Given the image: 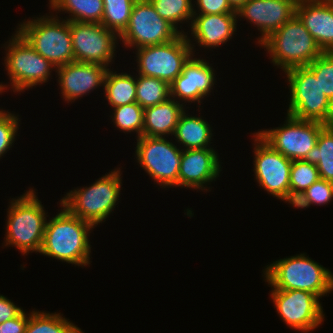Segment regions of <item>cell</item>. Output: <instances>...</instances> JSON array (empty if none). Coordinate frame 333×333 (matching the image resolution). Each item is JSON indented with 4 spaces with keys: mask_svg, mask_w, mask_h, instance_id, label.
Masks as SVG:
<instances>
[{
    "mask_svg": "<svg viewBox=\"0 0 333 333\" xmlns=\"http://www.w3.org/2000/svg\"><path fill=\"white\" fill-rule=\"evenodd\" d=\"M51 220L46 221L40 254L62 262L87 266L91 245L88 236L95 226L72 215L64 206Z\"/></svg>",
    "mask_w": 333,
    "mask_h": 333,
    "instance_id": "6da1fadb",
    "label": "cell"
},
{
    "mask_svg": "<svg viewBox=\"0 0 333 333\" xmlns=\"http://www.w3.org/2000/svg\"><path fill=\"white\" fill-rule=\"evenodd\" d=\"M263 274L272 289L303 290L319 298L333 291V273L302 253L267 265Z\"/></svg>",
    "mask_w": 333,
    "mask_h": 333,
    "instance_id": "7a4b0ae2",
    "label": "cell"
},
{
    "mask_svg": "<svg viewBox=\"0 0 333 333\" xmlns=\"http://www.w3.org/2000/svg\"><path fill=\"white\" fill-rule=\"evenodd\" d=\"M46 214L32 188L17 199H12L7 211L4 245L15 246L23 255L39 253L48 217Z\"/></svg>",
    "mask_w": 333,
    "mask_h": 333,
    "instance_id": "3957f363",
    "label": "cell"
},
{
    "mask_svg": "<svg viewBox=\"0 0 333 333\" xmlns=\"http://www.w3.org/2000/svg\"><path fill=\"white\" fill-rule=\"evenodd\" d=\"M259 45L266 48L272 63L284 72L308 66L323 53L296 14Z\"/></svg>",
    "mask_w": 333,
    "mask_h": 333,
    "instance_id": "277c9868",
    "label": "cell"
},
{
    "mask_svg": "<svg viewBox=\"0 0 333 333\" xmlns=\"http://www.w3.org/2000/svg\"><path fill=\"white\" fill-rule=\"evenodd\" d=\"M120 170L115 169L105 174L89 187L67 192L60 200V206L94 226L105 222L119 200L122 186Z\"/></svg>",
    "mask_w": 333,
    "mask_h": 333,
    "instance_id": "5b68a950",
    "label": "cell"
},
{
    "mask_svg": "<svg viewBox=\"0 0 333 333\" xmlns=\"http://www.w3.org/2000/svg\"><path fill=\"white\" fill-rule=\"evenodd\" d=\"M37 53L56 68L74 62L70 22L56 16H41L19 24L16 29Z\"/></svg>",
    "mask_w": 333,
    "mask_h": 333,
    "instance_id": "8992f818",
    "label": "cell"
},
{
    "mask_svg": "<svg viewBox=\"0 0 333 333\" xmlns=\"http://www.w3.org/2000/svg\"><path fill=\"white\" fill-rule=\"evenodd\" d=\"M289 82L290 102L287 114L300 119L333 124V103L321 90L319 79L307 67L285 71Z\"/></svg>",
    "mask_w": 333,
    "mask_h": 333,
    "instance_id": "52a82bcc",
    "label": "cell"
},
{
    "mask_svg": "<svg viewBox=\"0 0 333 333\" xmlns=\"http://www.w3.org/2000/svg\"><path fill=\"white\" fill-rule=\"evenodd\" d=\"M11 37L6 42L8 45L5 47L7 52L4 62L13 92H23L46 83L56 67L37 53L18 31Z\"/></svg>",
    "mask_w": 333,
    "mask_h": 333,
    "instance_id": "ba28073f",
    "label": "cell"
},
{
    "mask_svg": "<svg viewBox=\"0 0 333 333\" xmlns=\"http://www.w3.org/2000/svg\"><path fill=\"white\" fill-rule=\"evenodd\" d=\"M191 43L183 32L170 42L136 49L138 75L159 78L170 85L194 55V45Z\"/></svg>",
    "mask_w": 333,
    "mask_h": 333,
    "instance_id": "9c48e42d",
    "label": "cell"
},
{
    "mask_svg": "<svg viewBox=\"0 0 333 333\" xmlns=\"http://www.w3.org/2000/svg\"><path fill=\"white\" fill-rule=\"evenodd\" d=\"M136 140L135 158L140 167L160 186L178 187L182 149L165 137L141 136Z\"/></svg>",
    "mask_w": 333,
    "mask_h": 333,
    "instance_id": "30bf717a",
    "label": "cell"
},
{
    "mask_svg": "<svg viewBox=\"0 0 333 333\" xmlns=\"http://www.w3.org/2000/svg\"><path fill=\"white\" fill-rule=\"evenodd\" d=\"M183 31L161 18L149 0H136L128 26L119 39L125 47L138 49L170 42Z\"/></svg>",
    "mask_w": 333,
    "mask_h": 333,
    "instance_id": "8fae6325",
    "label": "cell"
},
{
    "mask_svg": "<svg viewBox=\"0 0 333 333\" xmlns=\"http://www.w3.org/2000/svg\"><path fill=\"white\" fill-rule=\"evenodd\" d=\"M286 123L280 127L256 132L273 149L290 160H303L317 144L318 135L326 124L300 120L287 114Z\"/></svg>",
    "mask_w": 333,
    "mask_h": 333,
    "instance_id": "7c38bea8",
    "label": "cell"
},
{
    "mask_svg": "<svg viewBox=\"0 0 333 333\" xmlns=\"http://www.w3.org/2000/svg\"><path fill=\"white\" fill-rule=\"evenodd\" d=\"M253 136L255 179L268 194L290 203L292 160L273 149L257 133Z\"/></svg>",
    "mask_w": 333,
    "mask_h": 333,
    "instance_id": "4fadbf2b",
    "label": "cell"
},
{
    "mask_svg": "<svg viewBox=\"0 0 333 333\" xmlns=\"http://www.w3.org/2000/svg\"><path fill=\"white\" fill-rule=\"evenodd\" d=\"M70 33L75 62L95 63L108 68L114 61L119 36L101 23L71 21Z\"/></svg>",
    "mask_w": 333,
    "mask_h": 333,
    "instance_id": "5bb4252c",
    "label": "cell"
},
{
    "mask_svg": "<svg viewBox=\"0 0 333 333\" xmlns=\"http://www.w3.org/2000/svg\"><path fill=\"white\" fill-rule=\"evenodd\" d=\"M270 296L280 318L295 330L312 331L324 321L320 298L311 292L272 289Z\"/></svg>",
    "mask_w": 333,
    "mask_h": 333,
    "instance_id": "9a60e30c",
    "label": "cell"
},
{
    "mask_svg": "<svg viewBox=\"0 0 333 333\" xmlns=\"http://www.w3.org/2000/svg\"><path fill=\"white\" fill-rule=\"evenodd\" d=\"M298 0H248L237 11V18H245L258 27L260 44L296 14ZM256 25V26H255Z\"/></svg>",
    "mask_w": 333,
    "mask_h": 333,
    "instance_id": "2e32d148",
    "label": "cell"
},
{
    "mask_svg": "<svg viewBox=\"0 0 333 333\" xmlns=\"http://www.w3.org/2000/svg\"><path fill=\"white\" fill-rule=\"evenodd\" d=\"M194 56L188 59L181 74L170 84V97L176 101L202 103L201 100L213 89L214 69L205 59L193 58Z\"/></svg>",
    "mask_w": 333,
    "mask_h": 333,
    "instance_id": "e0dca14e",
    "label": "cell"
},
{
    "mask_svg": "<svg viewBox=\"0 0 333 333\" xmlns=\"http://www.w3.org/2000/svg\"><path fill=\"white\" fill-rule=\"evenodd\" d=\"M219 163L218 154L213 148L182 149L178 187L209 190L206 189L207 184L215 181L222 171Z\"/></svg>",
    "mask_w": 333,
    "mask_h": 333,
    "instance_id": "ac0fdd59",
    "label": "cell"
},
{
    "mask_svg": "<svg viewBox=\"0 0 333 333\" xmlns=\"http://www.w3.org/2000/svg\"><path fill=\"white\" fill-rule=\"evenodd\" d=\"M55 70L61 94L69 103L104 85V77L108 68L100 64L74 61Z\"/></svg>",
    "mask_w": 333,
    "mask_h": 333,
    "instance_id": "d6986e66",
    "label": "cell"
},
{
    "mask_svg": "<svg viewBox=\"0 0 333 333\" xmlns=\"http://www.w3.org/2000/svg\"><path fill=\"white\" fill-rule=\"evenodd\" d=\"M296 15L323 52H333V3L298 0Z\"/></svg>",
    "mask_w": 333,
    "mask_h": 333,
    "instance_id": "ffe728a7",
    "label": "cell"
},
{
    "mask_svg": "<svg viewBox=\"0 0 333 333\" xmlns=\"http://www.w3.org/2000/svg\"><path fill=\"white\" fill-rule=\"evenodd\" d=\"M237 19L236 13L193 15L191 35L200 47H219L236 32Z\"/></svg>",
    "mask_w": 333,
    "mask_h": 333,
    "instance_id": "44dd1931",
    "label": "cell"
},
{
    "mask_svg": "<svg viewBox=\"0 0 333 333\" xmlns=\"http://www.w3.org/2000/svg\"><path fill=\"white\" fill-rule=\"evenodd\" d=\"M184 103L168 98L160 104L144 109L142 136L165 137L173 135L178 120L185 110Z\"/></svg>",
    "mask_w": 333,
    "mask_h": 333,
    "instance_id": "7402d4cb",
    "label": "cell"
},
{
    "mask_svg": "<svg viewBox=\"0 0 333 333\" xmlns=\"http://www.w3.org/2000/svg\"><path fill=\"white\" fill-rule=\"evenodd\" d=\"M184 110L179 117L173 133L175 140L182 144L184 150L211 148L212 128L201 117L190 116Z\"/></svg>",
    "mask_w": 333,
    "mask_h": 333,
    "instance_id": "603a6c76",
    "label": "cell"
},
{
    "mask_svg": "<svg viewBox=\"0 0 333 333\" xmlns=\"http://www.w3.org/2000/svg\"><path fill=\"white\" fill-rule=\"evenodd\" d=\"M103 87L112 108L136 102V77L126 72L117 74L108 68Z\"/></svg>",
    "mask_w": 333,
    "mask_h": 333,
    "instance_id": "cb8c5ba5",
    "label": "cell"
},
{
    "mask_svg": "<svg viewBox=\"0 0 333 333\" xmlns=\"http://www.w3.org/2000/svg\"><path fill=\"white\" fill-rule=\"evenodd\" d=\"M53 11L69 14V22L101 23L104 12L103 0H49ZM71 14V15H70Z\"/></svg>",
    "mask_w": 333,
    "mask_h": 333,
    "instance_id": "d4e9b609",
    "label": "cell"
},
{
    "mask_svg": "<svg viewBox=\"0 0 333 333\" xmlns=\"http://www.w3.org/2000/svg\"><path fill=\"white\" fill-rule=\"evenodd\" d=\"M303 160L317 166L321 179L333 182V124L320 131L317 144Z\"/></svg>",
    "mask_w": 333,
    "mask_h": 333,
    "instance_id": "484cf974",
    "label": "cell"
},
{
    "mask_svg": "<svg viewBox=\"0 0 333 333\" xmlns=\"http://www.w3.org/2000/svg\"><path fill=\"white\" fill-rule=\"evenodd\" d=\"M60 314L32 311L25 333H84L77 325Z\"/></svg>",
    "mask_w": 333,
    "mask_h": 333,
    "instance_id": "4316f807",
    "label": "cell"
},
{
    "mask_svg": "<svg viewBox=\"0 0 333 333\" xmlns=\"http://www.w3.org/2000/svg\"><path fill=\"white\" fill-rule=\"evenodd\" d=\"M136 77V102L143 109L170 98V85L166 81L144 75Z\"/></svg>",
    "mask_w": 333,
    "mask_h": 333,
    "instance_id": "83f0119b",
    "label": "cell"
},
{
    "mask_svg": "<svg viewBox=\"0 0 333 333\" xmlns=\"http://www.w3.org/2000/svg\"><path fill=\"white\" fill-rule=\"evenodd\" d=\"M136 0H103L104 12L101 24L118 36L128 26Z\"/></svg>",
    "mask_w": 333,
    "mask_h": 333,
    "instance_id": "f1b7e54d",
    "label": "cell"
},
{
    "mask_svg": "<svg viewBox=\"0 0 333 333\" xmlns=\"http://www.w3.org/2000/svg\"><path fill=\"white\" fill-rule=\"evenodd\" d=\"M320 179L317 166L305 160H293L290 170V204Z\"/></svg>",
    "mask_w": 333,
    "mask_h": 333,
    "instance_id": "f546056e",
    "label": "cell"
},
{
    "mask_svg": "<svg viewBox=\"0 0 333 333\" xmlns=\"http://www.w3.org/2000/svg\"><path fill=\"white\" fill-rule=\"evenodd\" d=\"M161 18L168 21L176 29L182 21L192 22L195 4L192 0H149ZM194 6V7H193ZM188 20V21H187Z\"/></svg>",
    "mask_w": 333,
    "mask_h": 333,
    "instance_id": "4dcf8cb0",
    "label": "cell"
},
{
    "mask_svg": "<svg viewBox=\"0 0 333 333\" xmlns=\"http://www.w3.org/2000/svg\"><path fill=\"white\" fill-rule=\"evenodd\" d=\"M112 121L116 127L125 132H136L137 139L143 133L144 109L137 103L114 107Z\"/></svg>",
    "mask_w": 333,
    "mask_h": 333,
    "instance_id": "1f68e13d",
    "label": "cell"
},
{
    "mask_svg": "<svg viewBox=\"0 0 333 333\" xmlns=\"http://www.w3.org/2000/svg\"><path fill=\"white\" fill-rule=\"evenodd\" d=\"M333 199V182L319 179L310 185L292 204L293 207L307 208L312 204L324 205Z\"/></svg>",
    "mask_w": 333,
    "mask_h": 333,
    "instance_id": "d6a6232c",
    "label": "cell"
},
{
    "mask_svg": "<svg viewBox=\"0 0 333 333\" xmlns=\"http://www.w3.org/2000/svg\"><path fill=\"white\" fill-rule=\"evenodd\" d=\"M307 67L319 79L321 90L333 103V52H323Z\"/></svg>",
    "mask_w": 333,
    "mask_h": 333,
    "instance_id": "836d02e7",
    "label": "cell"
},
{
    "mask_svg": "<svg viewBox=\"0 0 333 333\" xmlns=\"http://www.w3.org/2000/svg\"><path fill=\"white\" fill-rule=\"evenodd\" d=\"M19 121L15 114L0 109V158L12 147L18 133Z\"/></svg>",
    "mask_w": 333,
    "mask_h": 333,
    "instance_id": "e575fe53",
    "label": "cell"
},
{
    "mask_svg": "<svg viewBox=\"0 0 333 333\" xmlns=\"http://www.w3.org/2000/svg\"><path fill=\"white\" fill-rule=\"evenodd\" d=\"M195 4L196 6L198 5L199 13H196L197 10L193 9L194 15L236 13L230 6L228 0H197Z\"/></svg>",
    "mask_w": 333,
    "mask_h": 333,
    "instance_id": "d590c367",
    "label": "cell"
},
{
    "mask_svg": "<svg viewBox=\"0 0 333 333\" xmlns=\"http://www.w3.org/2000/svg\"><path fill=\"white\" fill-rule=\"evenodd\" d=\"M29 315L23 310L17 317L1 323L0 333H25Z\"/></svg>",
    "mask_w": 333,
    "mask_h": 333,
    "instance_id": "8d00e7d4",
    "label": "cell"
},
{
    "mask_svg": "<svg viewBox=\"0 0 333 333\" xmlns=\"http://www.w3.org/2000/svg\"><path fill=\"white\" fill-rule=\"evenodd\" d=\"M23 309L17 307L11 300L0 295V324L17 317Z\"/></svg>",
    "mask_w": 333,
    "mask_h": 333,
    "instance_id": "74e56055",
    "label": "cell"
},
{
    "mask_svg": "<svg viewBox=\"0 0 333 333\" xmlns=\"http://www.w3.org/2000/svg\"><path fill=\"white\" fill-rule=\"evenodd\" d=\"M248 0H228L230 6L237 11Z\"/></svg>",
    "mask_w": 333,
    "mask_h": 333,
    "instance_id": "f35d334b",
    "label": "cell"
},
{
    "mask_svg": "<svg viewBox=\"0 0 333 333\" xmlns=\"http://www.w3.org/2000/svg\"><path fill=\"white\" fill-rule=\"evenodd\" d=\"M8 86L6 85H2V83H0V93L2 94V92L4 91V89H6Z\"/></svg>",
    "mask_w": 333,
    "mask_h": 333,
    "instance_id": "ab89813d",
    "label": "cell"
},
{
    "mask_svg": "<svg viewBox=\"0 0 333 333\" xmlns=\"http://www.w3.org/2000/svg\"><path fill=\"white\" fill-rule=\"evenodd\" d=\"M321 1H327V2H332L333 3V0H321Z\"/></svg>",
    "mask_w": 333,
    "mask_h": 333,
    "instance_id": "60d3db41",
    "label": "cell"
}]
</instances>
